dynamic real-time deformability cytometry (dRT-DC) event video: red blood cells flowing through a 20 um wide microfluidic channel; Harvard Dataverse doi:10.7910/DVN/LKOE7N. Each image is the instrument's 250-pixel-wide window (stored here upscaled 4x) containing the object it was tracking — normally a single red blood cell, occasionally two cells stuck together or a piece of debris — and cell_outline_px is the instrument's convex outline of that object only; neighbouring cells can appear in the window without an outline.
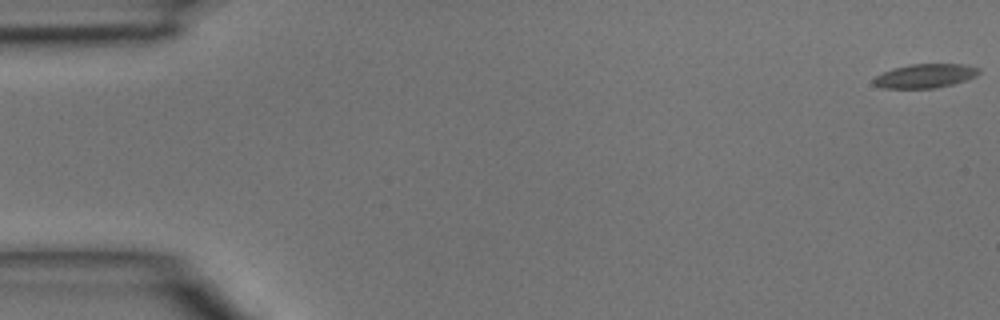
{"species": "common noctule bat (a hibernating species)", "species_latin": "Nyctalus noctula", "temperature_condition": "room temperature", "stored_images_in_passage": 46, "camera_frame_rate_fps": 3000, "um_per_image_px": 0.085, "animal": {"sex": "male", "body_mass_g": 15.6}, "frame": {"image": 1, "passage_image": 1, "time_ms": 0.0, "image_size_px": [1000, 320], "cell_outline_px": [[980, 72], [976, 76], [952, 84], [936, 88], [880, 88], [872, 84], [872, 80], [876, 76], [892, 68], [912, 64], [964, 64], [980, 68]], "centroid_in_image_um": [78.61, 6.45], "position_along_channel_um": 6.4, "area_um2": 14.74}}
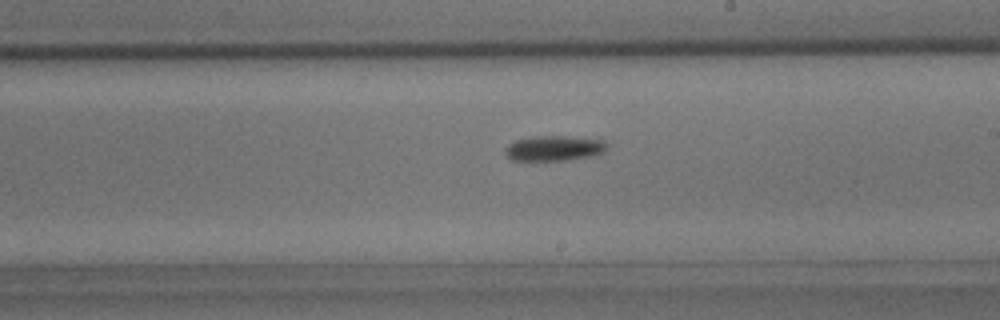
{"frame": {"image": 2, "passage_image": 27, "time_ms": 8.667, "image_size_px": [1000, 320], "cell_outline_px": [[608, 148], [604, 152], [592, 156], [564, 160], [512, 160], [504, 152], [504, 148], [508, 144], [516, 140], [532, 136], [564, 136], [604, 140], [608, 144]], "centroid_in_image_um": [47.11, 12.59], "position_along_channel_um": 241.9, "area_um2": 14.97}}
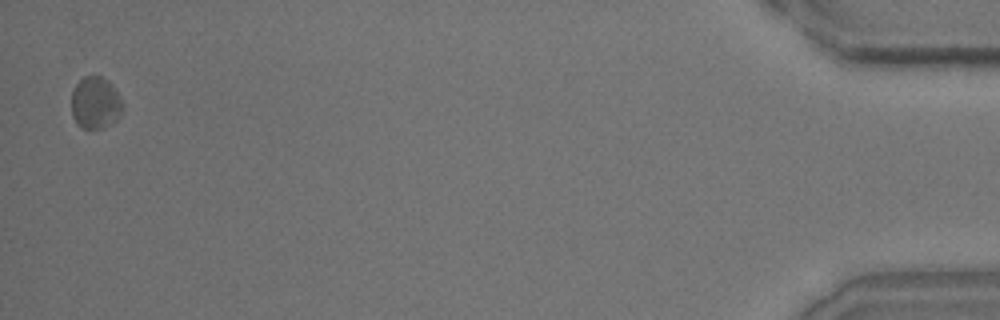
{"frame": {"image": 3, "passage_image": 46, "time_ms": 15.0, "image_size_px": [1000, 320], "cell_outline_px": [[124, 112], [112, 124], [100, 128], [80, 128], [76, 124], [72, 116], [72, 92], [76, 84], [84, 76], [100, 76], [108, 80], [124, 104]], "centroid_in_image_um": [8.12, 8.76], "position_along_channel_um": 427.1, "area_um2": 15.66}}